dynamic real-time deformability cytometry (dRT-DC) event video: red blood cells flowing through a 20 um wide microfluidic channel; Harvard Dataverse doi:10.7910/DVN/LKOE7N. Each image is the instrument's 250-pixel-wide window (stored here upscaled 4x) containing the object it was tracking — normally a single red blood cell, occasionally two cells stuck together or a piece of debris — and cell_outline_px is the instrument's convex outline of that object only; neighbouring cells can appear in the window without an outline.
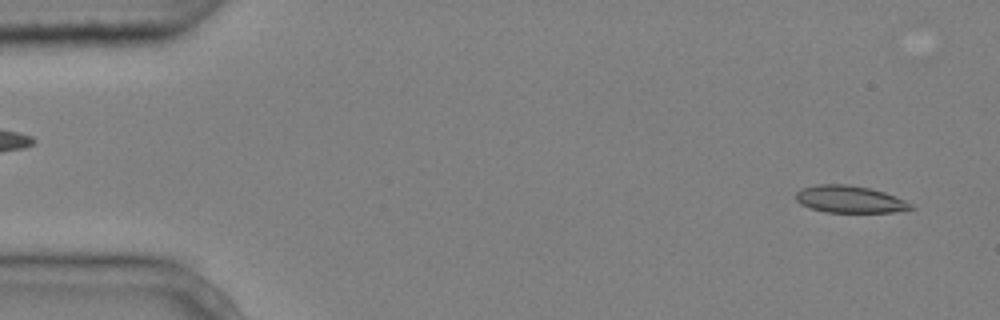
{"species": "common noctule bat (a hibernating species)", "species_latin": "Nyctalus noctula", "temperature_condition": "cold", "stored_images_in_passage": 5, "camera_frame_rate_fps": 3000, "um_per_image_px": 0.085, "animal": {"sex": "male", "body_mass_g": 20.4}, "frame": {"image": 1, "passage_image": 5, "time_ms": 1.333, "image_size_px": [1000, 320], "cell_outline_px": [[916, 208], [892, 212], [824, 212], [800, 204], [796, 200], [796, 192], [800, 188], [816, 184], [848, 184], [868, 188], [884, 192], [904, 200], [912, 204]], "centroid_in_image_um": [72.19, 16.93], "position_along_channel_um": 12.8, "area_um2": 18.15}}